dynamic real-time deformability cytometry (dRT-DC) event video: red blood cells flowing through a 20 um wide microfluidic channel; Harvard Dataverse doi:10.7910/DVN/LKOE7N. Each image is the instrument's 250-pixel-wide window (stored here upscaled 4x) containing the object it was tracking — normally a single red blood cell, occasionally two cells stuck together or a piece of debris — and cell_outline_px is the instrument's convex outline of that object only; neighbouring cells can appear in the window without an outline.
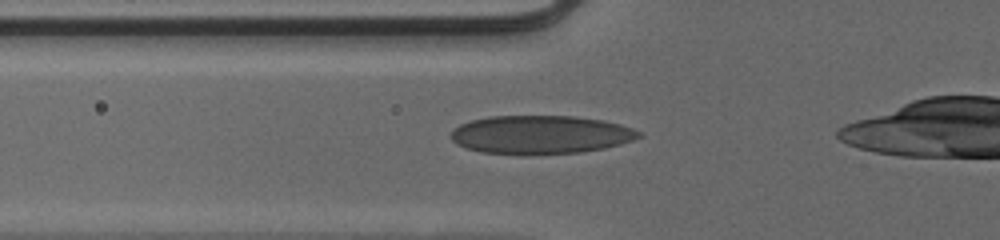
{"species": "human", "species_latin": "Homo sapiens", "temperature_condition": "cold", "stored_images_in_passage": 36, "camera_frame_rate_fps": 3000, "um_per_image_px": 0.085, "donor": {"sex": "male"}, "frame": {"image": 1, "passage_image": 8, "time_ms": 2.333, "image_size_px": [1000, 240], "cell_outline_px": [[640, 136], [632, 140], [620, 144], [604, 148], [580, 152], [480, 152], [456, 144], [452, 140], [452, 132], [460, 124], [472, 120], [492, 116], [576, 116], [600, 120], [620, 124], [632, 128], [640, 132]], "centroid_in_image_um": [45.96, 11.41], "position_along_channel_um": 79.8, "area_um2": 40.81}}
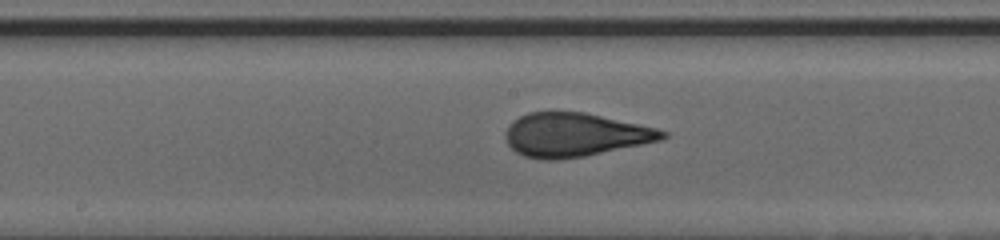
{"frame": {"image": 2, "passage_image": 17, "time_ms": 5.333, "image_size_px": [1000, 240], "cell_outline_px": [[668, 136], [660, 140], [584, 156], [556, 160], [544, 160], [524, 156], [516, 152], [508, 144], [504, 136], [508, 128], [520, 116], [528, 112], [584, 112], [656, 128], [668, 132]], "centroid_in_image_um": [48.85, 11.46], "position_along_channel_um": 199.3, "area_um2": 39.42}}
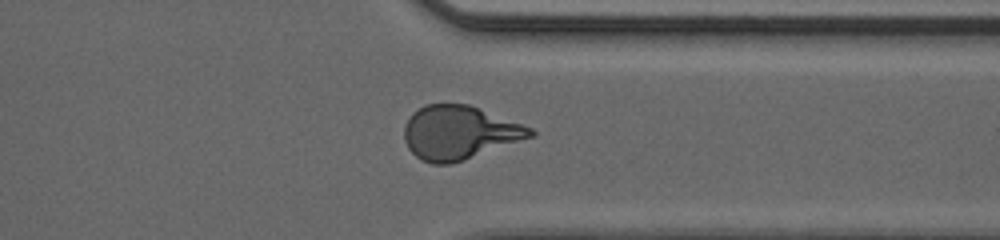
{"frame": {"image": 3, "passage_image": 30, "time_ms": 9.667, "image_size_px": [1000, 240], "cell_outline_px": [[536, 136], [452, 164], [432, 164], [420, 160], [408, 148], [404, 140], [404, 124], [412, 112], [424, 104], [468, 104], [532, 128], [536, 132]], "centroid_in_image_um": [39.02, 11.28], "position_along_channel_um": 372.4, "area_um2": 39.65}}